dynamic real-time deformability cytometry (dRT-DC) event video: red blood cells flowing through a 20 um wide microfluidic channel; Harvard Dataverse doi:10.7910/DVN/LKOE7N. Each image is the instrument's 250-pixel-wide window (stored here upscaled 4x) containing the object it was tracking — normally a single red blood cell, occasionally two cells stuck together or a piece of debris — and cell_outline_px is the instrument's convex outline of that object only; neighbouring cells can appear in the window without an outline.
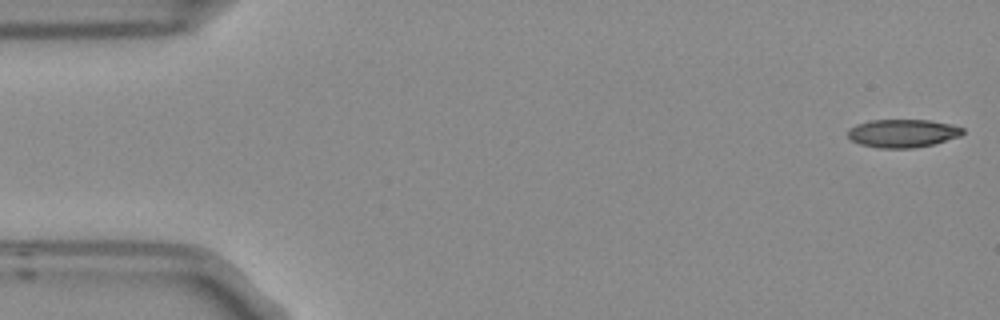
{"species": "Egyptian fruit bat (a non-hibernating species)", "species_latin": "Rousettus aegyptiacus", "temperature_condition": "room temperature", "stored_images_in_passage": 4, "camera_frame_rate_fps": 3000, "um_per_image_px": 0.085, "frame": {"image": 1, "passage_image": 1, "time_ms": 0.0, "image_size_px": [1000, 320], "cell_outline_px": [[964, 132], [960, 136], [932, 144], [912, 148], [880, 148], [860, 144], [852, 140], [848, 136], [848, 128], [856, 124], [872, 120], [928, 120], [948, 124], [964, 128]], "centroid_in_image_um": [76.7, 11.33], "position_along_channel_um": 8.3, "area_um2": 18.67}}
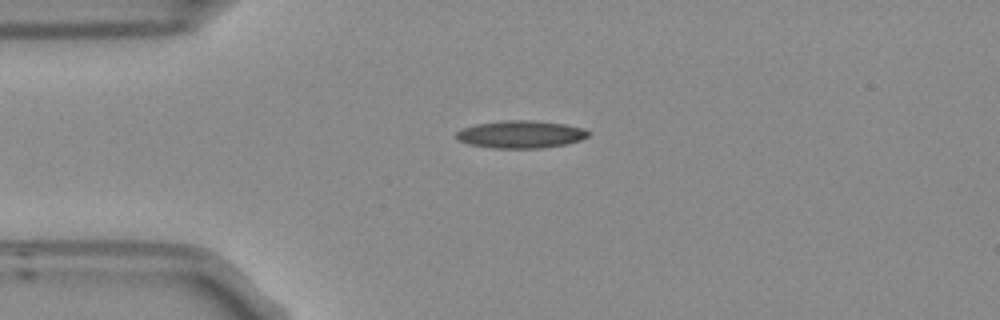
{"frame": {"image": 2, "passage_image": 4, "time_ms": 1.0, "image_size_px": [1000, 320], "cell_outline_px": [[592, 132], [588, 136], [580, 140], [564, 144], [544, 148], [492, 148], [468, 144], [460, 140], [456, 136], [456, 132], [460, 128], [476, 124], [500, 120], [536, 120], [564, 124], [584, 128]], "centroid_in_image_um": [44.26, 11.41], "position_along_channel_um": 40.7, "area_um2": 21.39}}